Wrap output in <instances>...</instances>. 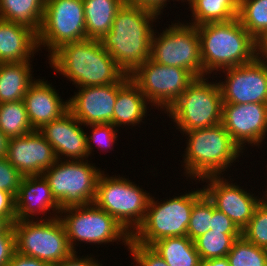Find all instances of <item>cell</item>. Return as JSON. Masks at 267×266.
I'll use <instances>...</instances> for the list:
<instances>
[{"instance_id": "1", "label": "cell", "mask_w": 267, "mask_h": 266, "mask_svg": "<svg viewBox=\"0 0 267 266\" xmlns=\"http://www.w3.org/2000/svg\"><path fill=\"white\" fill-rule=\"evenodd\" d=\"M158 16L146 8L124 3L115 15L111 30L100 39L126 75H131L150 58L153 22Z\"/></svg>"}, {"instance_id": "2", "label": "cell", "mask_w": 267, "mask_h": 266, "mask_svg": "<svg viewBox=\"0 0 267 266\" xmlns=\"http://www.w3.org/2000/svg\"><path fill=\"white\" fill-rule=\"evenodd\" d=\"M48 56L53 70L72 81L76 88L119 83L127 76L100 40L67 43Z\"/></svg>"}, {"instance_id": "3", "label": "cell", "mask_w": 267, "mask_h": 266, "mask_svg": "<svg viewBox=\"0 0 267 266\" xmlns=\"http://www.w3.org/2000/svg\"><path fill=\"white\" fill-rule=\"evenodd\" d=\"M200 38L203 77L255 59V39L238 18L196 26Z\"/></svg>"}, {"instance_id": "4", "label": "cell", "mask_w": 267, "mask_h": 266, "mask_svg": "<svg viewBox=\"0 0 267 266\" xmlns=\"http://www.w3.org/2000/svg\"><path fill=\"white\" fill-rule=\"evenodd\" d=\"M182 134L187 136L183 174L199 182L207 176H222L243 153L222 123Z\"/></svg>"}, {"instance_id": "5", "label": "cell", "mask_w": 267, "mask_h": 266, "mask_svg": "<svg viewBox=\"0 0 267 266\" xmlns=\"http://www.w3.org/2000/svg\"><path fill=\"white\" fill-rule=\"evenodd\" d=\"M204 194L196 189L163 202L150 197L143 223L132 234V239L141 245L151 246L165 237L187 236V227L194 203Z\"/></svg>"}, {"instance_id": "6", "label": "cell", "mask_w": 267, "mask_h": 266, "mask_svg": "<svg viewBox=\"0 0 267 266\" xmlns=\"http://www.w3.org/2000/svg\"><path fill=\"white\" fill-rule=\"evenodd\" d=\"M206 77L196 78L165 112L180 133L222 122L221 89L217 80L209 82Z\"/></svg>"}, {"instance_id": "7", "label": "cell", "mask_w": 267, "mask_h": 266, "mask_svg": "<svg viewBox=\"0 0 267 266\" xmlns=\"http://www.w3.org/2000/svg\"><path fill=\"white\" fill-rule=\"evenodd\" d=\"M125 177L101 173L93 203L113 216L131 235L143 223L151 195Z\"/></svg>"}, {"instance_id": "8", "label": "cell", "mask_w": 267, "mask_h": 266, "mask_svg": "<svg viewBox=\"0 0 267 266\" xmlns=\"http://www.w3.org/2000/svg\"><path fill=\"white\" fill-rule=\"evenodd\" d=\"M13 224L16 252L56 266L74 251L60 217L34 218Z\"/></svg>"}, {"instance_id": "9", "label": "cell", "mask_w": 267, "mask_h": 266, "mask_svg": "<svg viewBox=\"0 0 267 266\" xmlns=\"http://www.w3.org/2000/svg\"><path fill=\"white\" fill-rule=\"evenodd\" d=\"M59 217L74 252L77 241L101 245L122 240L128 250L132 235L113 216L94 203L61 209Z\"/></svg>"}, {"instance_id": "10", "label": "cell", "mask_w": 267, "mask_h": 266, "mask_svg": "<svg viewBox=\"0 0 267 266\" xmlns=\"http://www.w3.org/2000/svg\"><path fill=\"white\" fill-rule=\"evenodd\" d=\"M89 162V163H88ZM103 171L88 160H57L42 175L61 209L93 203Z\"/></svg>"}, {"instance_id": "11", "label": "cell", "mask_w": 267, "mask_h": 266, "mask_svg": "<svg viewBox=\"0 0 267 266\" xmlns=\"http://www.w3.org/2000/svg\"><path fill=\"white\" fill-rule=\"evenodd\" d=\"M168 25L162 33L154 31L150 58L158 64L184 68L196 78L203 77L197 27L180 21Z\"/></svg>"}, {"instance_id": "12", "label": "cell", "mask_w": 267, "mask_h": 266, "mask_svg": "<svg viewBox=\"0 0 267 266\" xmlns=\"http://www.w3.org/2000/svg\"><path fill=\"white\" fill-rule=\"evenodd\" d=\"M86 39L83 0H46L37 44L52 54L62 45ZM43 45V46H42Z\"/></svg>"}, {"instance_id": "13", "label": "cell", "mask_w": 267, "mask_h": 266, "mask_svg": "<svg viewBox=\"0 0 267 266\" xmlns=\"http://www.w3.org/2000/svg\"><path fill=\"white\" fill-rule=\"evenodd\" d=\"M130 79L150 106L163 109L165 113L196 77L184 68L158 64L149 58L130 75Z\"/></svg>"}, {"instance_id": "14", "label": "cell", "mask_w": 267, "mask_h": 266, "mask_svg": "<svg viewBox=\"0 0 267 266\" xmlns=\"http://www.w3.org/2000/svg\"><path fill=\"white\" fill-rule=\"evenodd\" d=\"M219 81L223 103L267 104V67L256 58L247 64L222 70Z\"/></svg>"}, {"instance_id": "15", "label": "cell", "mask_w": 267, "mask_h": 266, "mask_svg": "<svg viewBox=\"0 0 267 266\" xmlns=\"http://www.w3.org/2000/svg\"><path fill=\"white\" fill-rule=\"evenodd\" d=\"M201 181L207 183L203 191L215 208L228 216L240 230L249 223L256 207L263 200L235 183L228 182L224 176H207Z\"/></svg>"}, {"instance_id": "16", "label": "cell", "mask_w": 267, "mask_h": 266, "mask_svg": "<svg viewBox=\"0 0 267 266\" xmlns=\"http://www.w3.org/2000/svg\"><path fill=\"white\" fill-rule=\"evenodd\" d=\"M221 123L242 151L246 143L260 146L267 135V104L223 103Z\"/></svg>"}, {"instance_id": "17", "label": "cell", "mask_w": 267, "mask_h": 266, "mask_svg": "<svg viewBox=\"0 0 267 266\" xmlns=\"http://www.w3.org/2000/svg\"><path fill=\"white\" fill-rule=\"evenodd\" d=\"M130 79L127 75L121 82L78 88L68 99L69 111L84 125L112 124L114 105L118 90Z\"/></svg>"}, {"instance_id": "18", "label": "cell", "mask_w": 267, "mask_h": 266, "mask_svg": "<svg viewBox=\"0 0 267 266\" xmlns=\"http://www.w3.org/2000/svg\"><path fill=\"white\" fill-rule=\"evenodd\" d=\"M6 158L24 177L42 175L57 161L53 147L38 130L10 138Z\"/></svg>"}, {"instance_id": "19", "label": "cell", "mask_w": 267, "mask_h": 266, "mask_svg": "<svg viewBox=\"0 0 267 266\" xmlns=\"http://www.w3.org/2000/svg\"><path fill=\"white\" fill-rule=\"evenodd\" d=\"M82 125L68 110L38 131L53 147L57 160H66V158L67 160H87L89 157L87 133L82 129L84 128L81 127Z\"/></svg>"}, {"instance_id": "20", "label": "cell", "mask_w": 267, "mask_h": 266, "mask_svg": "<svg viewBox=\"0 0 267 266\" xmlns=\"http://www.w3.org/2000/svg\"><path fill=\"white\" fill-rule=\"evenodd\" d=\"M50 209L54 214L51 213L48 218L44 217ZM60 211L61 207L53 197L49 184L43 175L22 178L15 197L16 221L33 220L34 215L37 216L40 213H43L44 219H52L59 217Z\"/></svg>"}, {"instance_id": "21", "label": "cell", "mask_w": 267, "mask_h": 266, "mask_svg": "<svg viewBox=\"0 0 267 266\" xmlns=\"http://www.w3.org/2000/svg\"><path fill=\"white\" fill-rule=\"evenodd\" d=\"M45 79L34 80L24 95L29 121L34 130L58 119L69 110L68 100L63 101Z\"/></svg>"}, {"instance_id": "22", "label": "cell", "mask_w": 267, "mask_h": 266, "mask_svg": "<svg viewBox=\"0 0 267 266\" xmlns=\"http://www.w3.org/2000/svg\"><path fill=\"white\" fill-rule=\"evenodd\" d=\"M38 50L32 29L0 19V63L30 61Z\"/></svg>"}, {"instance_id": "23", "label": "cell", "mask_w": 267, "mask_h": 266, "mask_svg": "<svg viewBox=\"0 0 267 266\" xmlns=\"http://www.w3.org/2000/svg\"><path fill=\"white\" fill-rule=\"evenodd\" d=\"M147 99L139 87L129 79L119 90L114 105L112 125L116 128L121 126H136L146 116Z\"/></svg>"}, {"instance_id": "24", "label": "cell", "mask_w": 267, "mask_h": 266, "mask_svg": "<svg viewBox=\"0 0 267 266\" xmlns=\"http://www.w3.org/2000/svg\"><path fill=\"white\" fill-rule=\"evenodd\" d=\"M30 62L0 63V103L24 99L27 89L35 80Z\"/></svg>"}, {"instance_id": "25", "label": "cell", "mask_w": 267, "mask_h": 266, "mask_svg": "<svg viewBox=\"0 0 267 266\" xmlns=\"http://www.w3.org/2000/svg\"><path fill=\"white\" fill-rule=\"evenodd\" d=\"M86 39L100 40L111 30L124 0H83Z\"/></svg>"}, {"instance_id": "26", "label": "cell", "mask_w": 267, "mask_h": 266, "mask_svg": "<svg viewBox=\"0 0 267 266\" xmlns=\"http://www.w3.org/2000/svg\"><path fill=\"white\" fill-rule=\"evenodd\" d=\"M46 0H0V19L24 25L38 34Z\"/></svg>"}, {"instance_id": "27", "label": "cell", "mask_w": 267, "mask_h": 266, "mask_svg": "<svg viewBox=\"0 0 267 266\" xmlns=\"http://www.w3.org/2000/svg\"><path fill=\"white\" fill-rule=\"evenodd\" d=\"M169 266H201L195 243L187 236L165 237L150 246Z\"/></svg>"}, {"instance_id": "28", "label": "cell", "mask_w": 267, "mask_h": 266, "mask_svg": "<svg viewBox=\"0 0 267 266\" xmlns=\"http://www.w3.org/2000/svg\"><path fill=\"white\" fill-rule=\"evenodd\" d=\"M192 13L193 26L207 23L228 22L237 18L239 0H185Z\"/></svg>"}, {"instance_id": "29", "label": "cell", "mask_w": 267, "mask_h": 266, "mask_svg": "<svg viewBox=\"0 0 267 266\" xmlns=\"http://www.w3.org/2000/svg\"><path fill=\"white\" fill-rule=\"evenodd\" d=\"M0 130L9 138L34 131L24 100L0 103Z\"/></svg>"}, {"instance_id": "30", "label": "cell", "mask_w": 267, "mask_h": 266, "mask_svg": "<svg viewBox=\"0 0 267 266\" xmlns=\"http://www.w3.org/2000/svg\"><path fill=\"white\" fill-rule=\"evenodd\" d=\"M237 18L256 40L267 32V0H239Z\"/></svg>"}, {"instance_id": "31", "label": "cell", "mask_w": 267, "mask_h": 266, "mask_svg": "<svg viewBox=\"0 0 267 266\" xmlns=\"http://www.w3.org/2000/svg\"><path fill=\"white\" fill-rule=\"evenodd\" d=\"M241 234H223V231L209 230L194 240L201 260L227 257L232 245Z\"/></svg>"}, {"instance_id": "32", "label": "cell", "mask_w": 267, "mask_h": 266, "mask_svg": "<svg viewBox=\"0 0 267 266\" xmlns=\"http://www.w3.org/2000/svg\"><path fill=\"white\" fill-rule=\"evenodd\" d=\"M227 258L229 266H267V249L258 247L241 235L233 243Z\"/></svg>"}, {"instance_id": "33", "label": "cell", "mask_w": 267, "mask_h": 266, "mask_svg": "<svg viewBox=\"0 0 267 266\" xmlns=\"http://www.w3.org/2000/svg\"><path fill=\"white\" fill-rule=\"evenodd\" d=\"M212 218V202L203 194L193 205L187 237L194 241L200 235L210 230Z\"/></svg>"}, {"instance_id": "34", "label": "cell", "mask_w": 267, "mask_h": 266, "mask_svg": "<svg viewBox=\"0 0 267 266\" xmlns=\"http://www.w3.org/2000/svg\"><path fill=\"white\" fill-rule=\"evenodd\" d=\"M241 235L258 247L267 249V202L264 199L256 207L249 223L241 230Z\"/></svg>"}, {"instance_id": "35", "label": "cell", "mask_w": 267, "mask_h": 266, "mask_svg": "<svg viewBox=\"0 0 267 266\" xmlns=\"http://www.w3.org/2000/svg\"><path fill=\"white\" fill-rule=\"evenodd\" d=\"M89 126L91 131V135H86L87 138V148L89 155L93 151V145H98V149H102V151L108 149L112 150L113 145H115V142L118 140V130L117 128L110 124V123H102V124H90Z\"/></svg>"}, {"instance_id": "36", "label": "cell", "mask_w": 267, "mask_h": 266, "mask_svg": "<svg viewBox=\"0 0 267 266\" xmlns=\"http://www.w3.org/2000/svg\"><path fill=\"white\" fill-rule=\"evenodd\" d=\"M128 251H130L136 266H169L150 246L136 243L132 238Z\"/></svg>"}, {"instance_id": "37", "label": "cell", "mask_w": 267, "mask_h": 266, "mask_svg": "<svg viewBox=\"0 0 267 266\" xmlns=\"http://www.w3.org/2000/svg\"><path fill=\"white\" fill-rule=\"evenodd\" d=\"M23 177L6 157L0 158V189L16 197Z\"/></svg>"}, {"instance_id": "38", "label": "cell", "mask_w": 267, "mask_h": 266, "mask_svg": "<svg viewBox=\"0 0 267 266\" xmlns=\"http://www.w3.org/2000/svg\"><path fill=\"white\" fill-rule=\"evenodd\" d=\"M210 230L223 231V234H241V230L223 212L217 210L212 203V218Z\"/></svg>"}, {"instance_id": "39", "label": "cell", "mask_w": 267, "mask_h": 266, "mask_svg": "<svg viewBox=\"0 0 267 266\" xmlns=\"http://www.w3.org/2000/svg\"><path fill=\"white\" fill-rule=\"evenodd\" d=\"M15 252V233H0V266H8Z\"/></svg>"}, {"instance_id": "40", "label": "cell", "mask_w": 267, "mask_h": 266, "mask_svg": "<svg viewBox=\"0 0 267 266\" xmlns=\"http://www.w3.org/2000/svg\"><path fill=\"white\" fill-rule=\"evenodd\" d=\"M0 216L6 218L11 224L16 222L15 197L0 189Z\"/></svg>"}, {"instance_id": "41", "label": "cell", "mask_w": 267, "mask_h": 266, "mask_svg": "<svg viewBox=\"0 0 267 266\" xmlns=\"http://www.w3.org/2000/svg\"><path fill=\"white\" fill-rule=\"evenodd\" d=\"M78 252H73L66 259L61 261L56 266H101L102 264L96 260L95 257L91 256H77ZM80 257V258H79Z\"/></svg>"}, {"instance_id": "42", "label": "cell", "mask_w": 267, "mask_h": 266, "mask_svg": "<svg viewBox=\"0 0 267 266\" xmlns=\"http://www.w3.org/2000/svg\"><path fill=\"white\" fill-rule=\"evenodd\" d=\"M169 0H124L125 4L139 6L151 10L161 16L164 7L166 8ZM174 1V0H172ZM179 1V0H177ZM183 0H181L182 2Z\"/></svg>"}, {"instance_id": "43", "label": "cell", "mask_w": 267, "mask_h": 266, "mask_svg": "<svg viewBox=\"0 0 267 266\" xmlns=\"http://www.w3.org/2000/svg\"><path fill=\"white\" fill-rule=\"evenodd\" d=\"M8 266H51V265L37 258L24 256L22 254L15 252Z\"/></svg>"}, {"instance_id": "44", "label": "cell", "mask_w": 267, "mask_h": 266, "mask_svg": "<svg viewBox=\"0 0 267 266\" xmlns=\"http://www.w3.org/2000/svg\"><path fill=\"white\" fill-rule=\"evenodd\" d=\"M255 58L267 67V32L255 40Z\"/></svg>"}, {"instance_id": "45", "label": "cell", "mask_w": 267, "mask_h": 266, "mask_svg": "<svg viewBox=\"0 0 267 266\" xmlns=\"http://www.w3.org/2000/svg\"><path fill=\"white\" fill-rule=\"evenodd\" d=\"M201 266H229L227 257L201 260Z\"/></svg>"}, {"instance_id": "46", "label": "cell", "mask_w": 267, "mask_h": 266, "mask_svg": "<svg viewBox=\"0 0 267 266\" xmlns=\"http://www.w3.org/2000/svg\"><path fill=\"white\" fill-rule=\"evenodd\" d=\"M9 140H10V138L7 137L0 130V158H5L7 156Z\"/></svg>"}, {"instance_id": "47", "label": "cell", "mask_w": 267, "mask_h": 266, "mask_svg": "<svg viewBox=\"0 0 267 266\" xmlns=\"http://www.w3.org/2000/svg\"><path fill=\"white\" fill-rule=\"evenodd\" d=\"M2 232H14L13 224H11L6 218L0 216V233Z\"/></svg>"}, {"instance_id": "48", "label": "cell", "mask_w": 267, "mask_h": 266, "mask_svg": "<svg viewBox=\"0 0 267 266\" xmlns=\"http://www.w3.org/2000/svg\"><path fill=\"white\" fill-rule=\"evenodd\" d=\"M266 190H267V189H266ZM263 193H266V194H264L265 197L262 196V198L265 199V200H264L265 202H267V191H265V192H263Z\"/></svg>"}]
</instances>
